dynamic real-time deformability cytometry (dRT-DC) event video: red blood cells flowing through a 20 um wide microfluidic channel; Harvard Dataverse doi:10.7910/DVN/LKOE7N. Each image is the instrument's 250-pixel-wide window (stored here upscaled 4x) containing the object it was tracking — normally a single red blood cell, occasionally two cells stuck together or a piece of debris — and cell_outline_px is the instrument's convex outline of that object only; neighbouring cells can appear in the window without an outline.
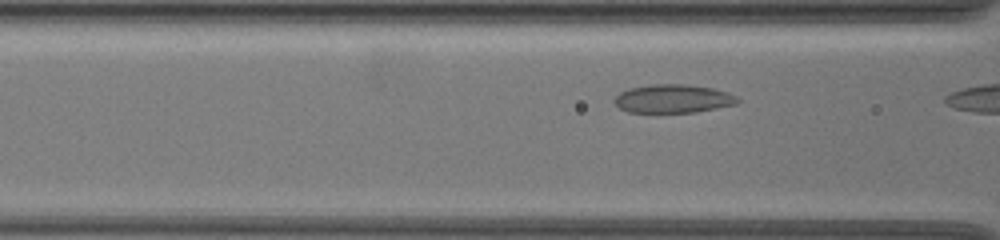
{"species": "common noctule bat (a hibernating species)", "species_latin": "Nyctalus noctula", "temperature_condition": "warm", "stored_images_in_passage": 8, "camera_frame_rate_fps": 3000, "um_per_image_px": 0.085, "animal": {"sex": "female", "body_mass_g": 19.5, "forearm_length_mm": 54.1}, "frame": {"image": 1, "passage_image": 7, "time_ms": 2.0, "image_size_px": [1000, 240], "cell_outline_px": [[740, 100], [736, 104], [696, 112], [628, 112], [620, 108], [612, 100], [620, 92], [628, 88], [652, 84], [684, 84], [712, 88], [728, 92], [736, 96]], "centroid_in_image_um": [57.2, 8.38], "position_along_channel_um": 109.4, "area_um2": 20.4}}